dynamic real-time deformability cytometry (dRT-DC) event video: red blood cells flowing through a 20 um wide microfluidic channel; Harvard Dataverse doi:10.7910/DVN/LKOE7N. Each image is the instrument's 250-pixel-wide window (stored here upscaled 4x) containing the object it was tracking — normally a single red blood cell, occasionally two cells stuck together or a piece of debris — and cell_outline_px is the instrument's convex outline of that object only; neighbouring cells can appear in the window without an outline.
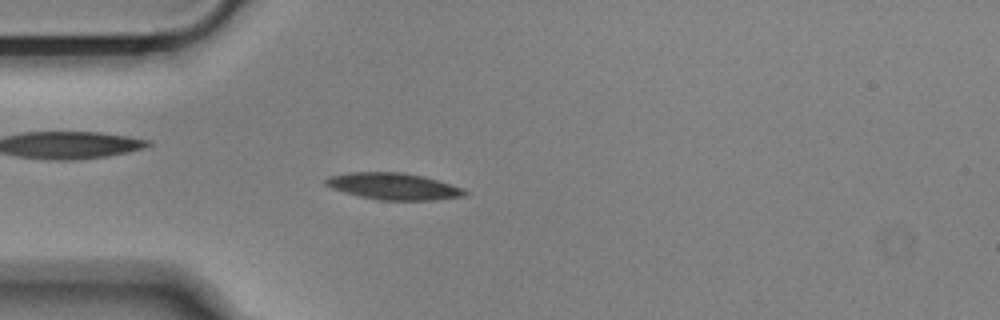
{"species": "Egyptian fruit bat (a non-hibernating species)", "species_latin": "Rousettus aegyptiacus", "temperature_condition": "cold", "stored_images_in_passage": 54, "camera_frame_rate_fps": 3000, "um_per_image_px": 0.085, "animal": {"sex": "male"}, "frame": {"image": 1, "passage_image": 14, "time_ms": 4.333, "image_size_px": [1000, 320], "cell_outline_px": [[468, 196], [436, 200], [380, 200], [360, 196], [344, 192], [332, 188], [324, 184], [324, 180], [332, 176], [352, 172], [400, 172], [424, 176], [464, 188], [468, 192]], "centroid_in_image_um": [33.52, 15.84], "position_along_channel_um": 51.5, "area_um2": 21.62}}
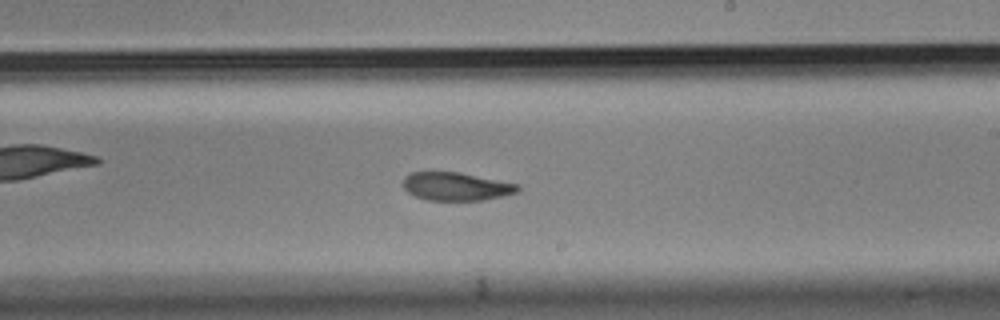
{"frame": {"image": 2, "passage_image": 31, "time_ms": 10.0, "image_size_px": [1000, 320], "cell_outline_px": [[520, 192], [504, 196], [484, 200], [424, 200], [408, 192], [400, 184], [404, 176], [412, 172], [460, 172], [520, 184]], "centroid_in_image_um": [38.78, 15.84], "position_along_channel_um": 250.2, "area_um2": 19.19}}
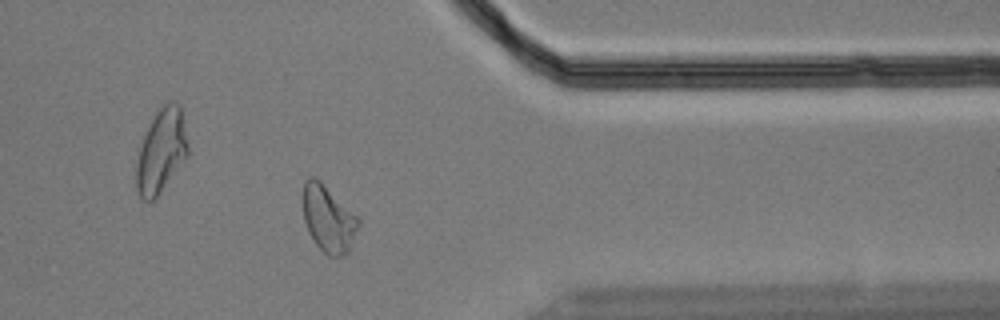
{"frame": {"image": 3, "passage_image": 43, "time_ms": 14.0, "image_size_px": [1000, 320], "cell_outline_px": [[360, 224], [348, 252], [340, 256], [328, 256], [316, 244], [308, 232], [304, 220], [300, 200], [300, 196], [304, 180], [308, 176], [312, 176], [320, 180], [360, 220]], "centroid_in_image_um": [27.84, 18.55], "position_along_channel_um": 383.6, "area_um2": 21.79}, "authors_computed_cell_mechanics": {"area_um2": 20.4612, "velocity_mm_per_s": 3.6479, "shape_relaxation_time_tau1_ms": 7.4203, "shape_relaxation_time_tau2_ms": 3.4743, "deformation_change_tau1": 0.1993, "deformation_change_tau2": 0.0795}}